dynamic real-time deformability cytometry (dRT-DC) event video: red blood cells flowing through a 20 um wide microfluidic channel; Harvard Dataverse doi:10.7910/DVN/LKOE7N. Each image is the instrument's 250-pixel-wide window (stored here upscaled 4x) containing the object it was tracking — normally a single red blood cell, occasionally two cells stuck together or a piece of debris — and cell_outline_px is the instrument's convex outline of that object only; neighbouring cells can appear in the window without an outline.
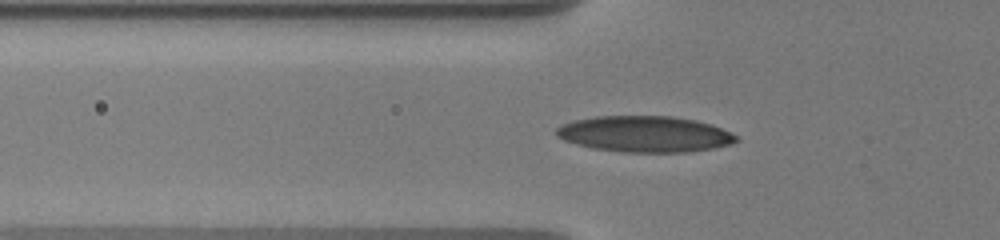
{"species": "human", "species_latin": "Homo sapiens", "temperature_condition": "warm", "stored_images_in_passage": 40, "camera_frame_rate_fps": 3000, "um_per_image_px": 0.085, "donor": {"sex": "male"}, "frame": {"image": 1, "passage_image": 5, "time_ms": 2.0, "image_size_px": [1000, 240], "cell_outline_px": [[740, 140], [732, 144], [716, 148], [688, 152], [620, 152], [592, 148], [576, 144], [564, 140], [556, 136], [556, 128], [560, 124], [572, 120], [596, 116], [672, 116], [696, 120], [712, 124], [736, 136]], "centroid_in_image_um": [54.79, 11.39], "position_along_channel_um": 71.0, "area_um2": 38.15}}
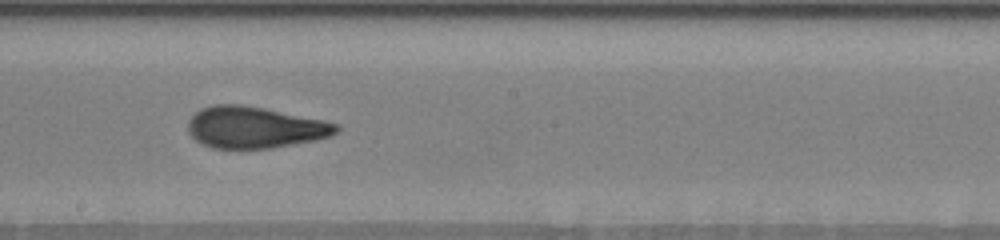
{"frame": {"image": 2, "passage_image": 22, "time_ms": 6.333, "image_size_px": [1000, 240], "cell_outline_px": [[340, 128], [332, 136], [316, 140], [268, 148], [212, 148], [196, 140], [188, 132], [188, 120], [200, 108], [212, 104], [240, 104], [264, 108], [324, 120], [340, 124]], "centroid_in_image_um": [21.66, 10.81], "position_along_channel_um": 226.5, "area_um2": 35.89}}
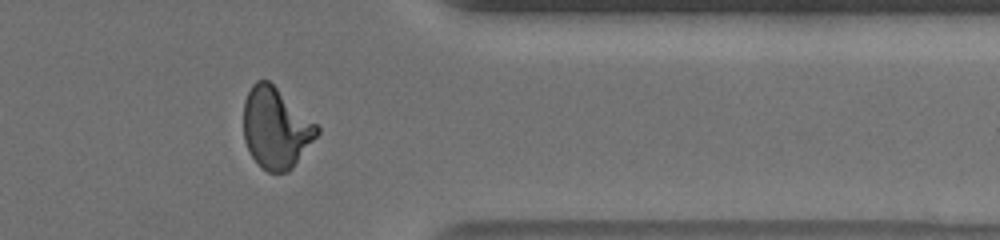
{"frame": {"image": 3, "passage_image": 37, "time_ms": 11.0, "image_size_px": [1000, 240], "cell_outline_px": [[320, 132], [292, 168], [288, 172], [268, 172], [252, 156], [244, 140], [244, 100], [252, 84], [256, 80], [268, 80], [316, 124], [320, 128]], "centroid_in_image_um": [23.44, 10.88], "position_along_channel_um": 388.0, "area_um2": 33.99}}